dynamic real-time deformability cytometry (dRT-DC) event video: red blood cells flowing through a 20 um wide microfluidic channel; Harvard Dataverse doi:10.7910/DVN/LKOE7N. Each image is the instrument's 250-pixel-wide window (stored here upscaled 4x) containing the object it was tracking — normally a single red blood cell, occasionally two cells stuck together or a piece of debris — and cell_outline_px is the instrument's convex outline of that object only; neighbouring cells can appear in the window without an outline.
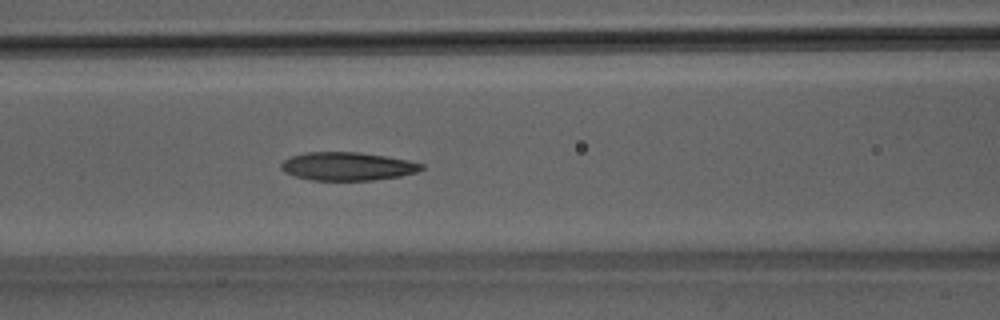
{"species": "Egyptian fruit bat (a non-hibernating species)", "species_latin": "Rousettus aegyptiacus", "temperature_condition": "room temperature", "stored_images_in_passage": 49, "camera_frame_rate_fps": 3000, "um_per_image_px": 0.085, "animal": {"sex": "male"}, "frame": {"image": 1, "passage_image": 20, "time_ms": 6.333, "image_size_px": [1000, 320], "cell_outline_px": [[424, 168], [416, 172], [400, 176], [372, 180], [312, 180], [296, 176], [284, 172], [280, 168], [280, 164], [284, 160], [292, 156], [308, 152], [360, 152], [408, 160], [424, 164]], "centroid_in_image_um": [29.53, 14.13], "position_along_channel_um": 137.1, "area_um2": 23.0}}
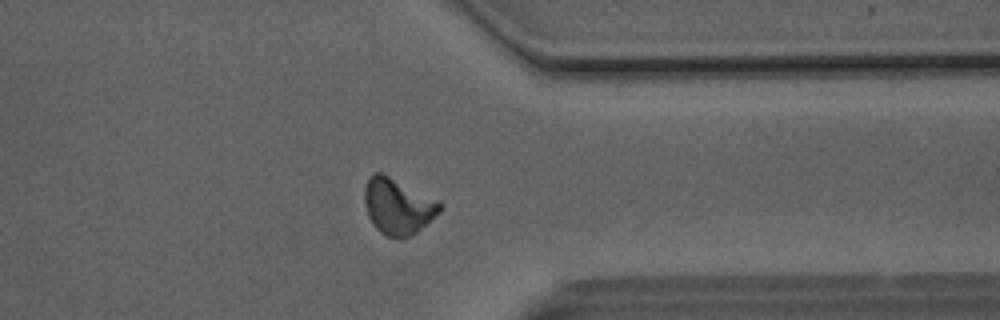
{"frame": {"image": 2, "passage_image": 38, "time_ms": 12.333, "image_size_px": [1000, 320], "cell_outline_px": [[444, 208], [440, 212], [416, 232], [408, 236], [384, 236], [372, 224], [368, 216], [364, 204], [364, 188], [368, 176], [372, 172], [380, 172], [444, 204]], "centroid_in_image_um": [33.78, 17.52], "position_along_channel_um": 377.6, "area_um2": 24.22}}
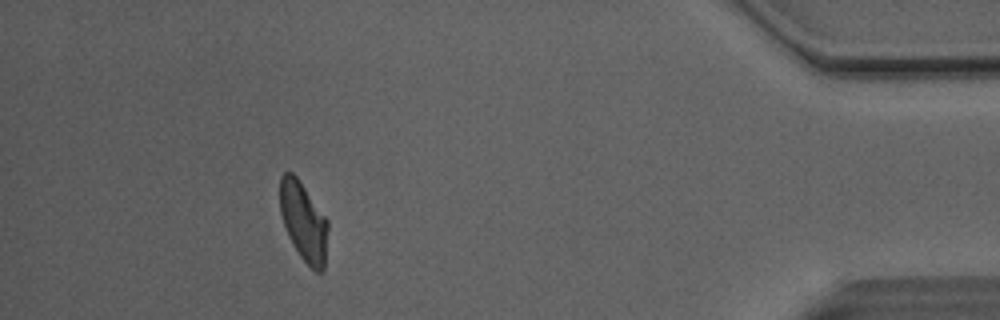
{"frame": {"image": 3, "passage_image": 44, "time_ms": 14.333, "image_size_px": [1000, 320], "cell_outline_px": [[328, 228], [324, 268], [320, 272], [316, 272], [300, 256], [292, 244], [288, 236], [280, 212], [280, 176], [284, 172], [292, 172], [296, 176], [328, 220]], "centroid_in_image_um": [25.8, 18.83], "position_along_channel_um": 409.4, "area_um2": 21.91}, "authors_computed_cell_mechanics": {"area_um2": 23.5824, "velocity_mm_per_s": 4.104, "shape_relaxation_time_tau1_ms": 6.8247, "shape_relaxation_time_tau2_ms": 2.7244, "deformation_change_tau1": 0.1871, "deformation_change_tau2": 0.1031}}